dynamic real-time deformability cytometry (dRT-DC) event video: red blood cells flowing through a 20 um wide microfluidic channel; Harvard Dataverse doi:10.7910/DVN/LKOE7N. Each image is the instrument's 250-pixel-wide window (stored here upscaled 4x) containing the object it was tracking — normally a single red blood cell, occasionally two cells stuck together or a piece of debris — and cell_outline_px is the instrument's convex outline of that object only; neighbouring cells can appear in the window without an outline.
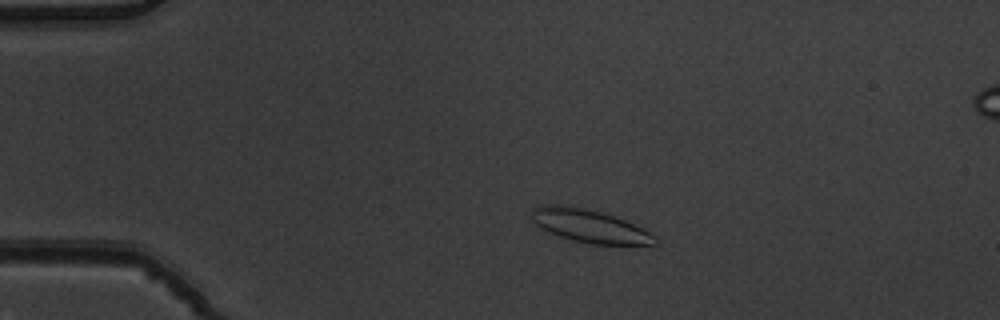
{"species": "common noctule bat (a hibernating species)", "species_latin": "Nyctalus noctula", "temperature_condition": "warm", "stored_images_in_passage": 5, "camera_frame_rate_fps": 3000, "um_per_image_px": 0.085, "animal": {"sex": "male", "body_mass_g": 19.5, "forearm_length_mm": 54.6}, "frame": {"image": 1, "passage_image": 3, "time_ms": 0.667, "image_size_px": [1000, 320], "cell_outline_px": [[660, 244], [592, 244], [572, 240], [560, 236], [540, 228], [528, 216], [532, 208], [540, 204], [560, 204], [588, 208], [604, 212], [624, 220], [656, 236], [660, 240]], "centroid_in_image_um": [50.04, 19.18], "position_along_channel_um": 35.0, "area_um2": 23.99}}